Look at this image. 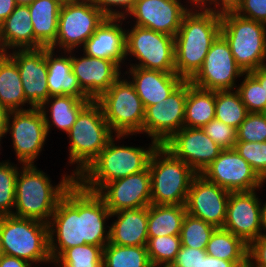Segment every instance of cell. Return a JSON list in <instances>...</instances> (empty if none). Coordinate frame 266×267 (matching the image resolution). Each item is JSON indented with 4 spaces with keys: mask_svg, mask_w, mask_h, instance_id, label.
Masks as SVG:
<instances>
[{
    "mask_svg": "<svg viewBox=\"0 0 266 267\" xmlns=\"http://www.w3.org/2000/svg\"><path fill=\"white\" fill-rule=\"evenodd\" d=\"M209 256L228 261H246L248 245L232 232L217 228L206 246Z\"/></svg>",
    "mask_w": 266,
    "mask_h": 267,
    "instance_id": "obj_34",
    "label": "cell"
},
{
    "mask_svg": "<svg viewBox=\"0 0 266 267\" xmlns=\"http://www.w3.org/2000/svg\"><path fill=\"white\" fill-rule=\"evenodd\" d=\"M189 9L183 16L175 41V71L191 80L201 69L212 43L221 34V12L207 6ZM200 10V12H199Z\"/></svg>",
    "mask_w": 266,
    "mask_h": 267,
    "instance_id": "obj_1",
    "label": "cell"
},
{
    "mask_svg": "<svg viewBox=\"0 0 266 267\" xmlns=\"http://www.w3.org/2000/svg\"><path fill=\"white\" fill-rule=\"evenodd\" d=\"M106 16L91 0L63 2L59 11L58 31L55 42L49 47L57 46L66 51H74L94 34Z\"/></svg>",
    "mask_w": 266,
    "mask_h": 267,
    "instance_id": "obj_10",
    "label": "cell"
},
{
    "mask_svg": "<svg viewBox=\"0 0 266 267\" xmlns=\"http://www.w3.org/2000/svg\"><path fill=\"white\" fill-rule=\"evenodd\" d=\"M245 261H228L206 255L201 259L198 267H236Z\"/></svg>",
    "mask_w": 266,
    "mask_h": 267,
    "instance_id": "obj_49",
    "label": "cell"
},
{
    "mask_svg": "<svg viewBox=\"0 0 266 267\" xmlns=\"http://www.w3.org/2000/svg\"><path fill=\"white\" fill-rule=\"evenodd\" d=\"M103 267H151L146 246H119L108 243L103 248Z\"/></svg>",
    "mask_w": 266,
    "mask_h": 267,
    "instance_id": "obj_35",
    "label": "cell"
},
{
    "mask_svg": "<svg viewBox=\"0 0 266 267\" xmlns=\"http://www.w3.org/2000/svg\"><path fill=\"white\" fill-rule=\"evenodd\" d=\"M187 80H184L168 97L145 108L143 133L159 145L167 142L184 127Z\"/></svg>",
    "mask_w": 266,
    "mask_h": 267,
    "instance_id": "obj_14",
    "label": "cell"
},
{
    "mask_svg": "<svg viewBox=\"0 0 266 267\" xmlns=\"http://www.w3.org/2000/svg\"><path fill=\"white\" fill-rule=\"evenodd\" d=\"M19 168L0 162V216L12 215L15 205L16 180Z\"/></svg>",
    "mask_w": 266,
    "mask_h": 267,
    "instance_id": "obj_40",
    "label": "cell"
},
{
    "mask_svg": "<svg viewBox=\"0 0 266 267\" xmlns=\"http://www.w3.org/2000/svg\"><path fill=\"white\" fill-rule=\"evenodd\" d=\"M109 217L111 212L102 197L81 185V228L86 244L104 248L109 243L110 231L105 228Z\"/></svg>",
    "mask_w": 266,
    "mask_h": 267,
    "instance_id": "obj_24",
    "label": "cell"
},
{
    "mask_svg": "<svg viewBox=\"0 0 266 267\" xmlns=\"http://www.w3.org/2000/svg\"><path fill=\"white\" fill-rule=\"evenodd\" d=\"M241 76L244 72L237 65L228 42L220 34L212 43L201 69L190 82L206 90L234 91L237 88L235 80Z\"/></svg>",
    "mask_w": 266,
    "mask_h": 267,
    "instance_id": "obj_13",
    "label": "cell"
},
{
    "mask_svg": "<svg viewBox=\"0 0 266 267\" xmlns=\"http://www.w3.org/2000/svg\"><path fill=\"white\" fill-rule=\"evenodd\" d=\"M236 267H255L248 259L239 265H236Z\"/></svg>",
    "mask_w": 266,
    "mask_h": 267,
    "instance_id": "obj_57",
    "label": "cell"
},
{
    "mask_svg": "<svg viewBox=\"0 0 266 267\" xmlns=\"http://www.w3.org/2000/svg\"><path fill=\"white\" fill-rule=\"evenodd\" d=\"M248 113L236 89L215 91V119L238 129Z\"/></svg>",
    "mask_w": 266,
    "mask_h": 267,
    "instance_id": "obj_36",
    "label": "cell"
},
{
    "mask_svg": "<svg viewBox=\"0 0 266 267\" xmlns=\"http://www.w3.org/2000/svg\"><path fill=\"white\" fill-rule=\"evenodd\" d=\"M44 46L35 38L31 14L27 5H16L0 25V53L7 50L39 49Z\"/></svg>",
    "mask_w": 266,
    "mask_h": 267,
    "instance_id": "obj_26",
    "label": "cell"
},
{
    "mask_svg": "<svg viewBox=\"0 0 266 267\" xmlns=\"http://www.w3.org/2000/svg\"><path fill=\"white\" fill-rule=\"evenodd\" d=\"M190 6L195 5V8L200 6L205 0H189Z\"/></svg>",
    "mask_w": 266,
    "mask_h": 267,
    "instance_id": "obj_58",
    "label": "cell"
},
{
    "mask_svg": "<svg viewBox=\"0 0 266 267\" xmlns=\"http://www.w3.org/2000/svg\"><path fill=\"white\" fill-rule=\"evenodd\" d=\"M48 224L13 215L0 216L2 253L29 263L53 262L49 251Z\"/></svg>",
    "mask_w": 266,
    "mask_h": 267,
    "instance_id": "obj_6",
    "label": "cell"
},
{
    "mask_svg": "<svg viewBox=\"0 0 266 267\" xmlns=\"http://www.w3.org/2000/svg\"><path fill=\"white\" fill-rule=\"evenodd\" d=\"M265 61H266V49H265V55H264V62L262 63V66H261V68H263L264 70H266V63H265Z\"/></svg>",
    "mask_w": 266,
    "mask_h": 267,
    "instance_id": "obj_60",
    "label": "cell"
},
{
    "mask_svg": "<svg viewBox=\"0 0 266 267\" xmlns=\"http://www.w3.org/2000/svg\"><path fill=\"white\" fill-rule=\"evenodd\" d=\"M9 114L10 111L2 104H0V141L7 134V123Z\"/></svg>",
    "mask_w": 266,
    "mask_h": 267,
    "instance_id": "obj_53",
    "label": "cell"
},
{
    "mask_svg": "<svg viewBox=\"0 0 266 267\" xmlns=\"http://www.w3.org/2000/svg\"><path fill=\"white\" fill-rule=\"evenodd\" d=\"M72 50L66 51L69 56L55 55L54 50L47 47V84L50 96L71 95L89 98L80 88L76 76L72 73ZM55 57H54V56ZM68 56V57H67Z\"/></svg>",
    "mask_w": 266,
    "mask_h": 267,
    "instance_id": "obj_28",
    "label": "cell"
},
{
    "mask_svg": "<svg viewBox=\"0 0 266 267\" xmlns=\"http://www.w3.org/2000/svg\"><path fill=\"white\" fill-rule=\"evenodd\" d=\"M230 192L197 174L192 180L187 200L186 212L217 228H222L226 218Z\"/></svg>",
    "mask_w": 266,
    "mask_h": 267,
    "instance_id": "obj_17",
    "label": "cell"
},
{
    "mask_svg": "<svg viewBox=\"0 0 266 267\" xmlns=\"http://www.w3.org/2000/svg\"><path fill=\"white\" fill-rule=\"evenodd\" d=\"M248 260L255 267H266V237L260 236L248 245Z\"/></svg>",
    "mask_w": 266,
    "mask_h": 267,
    "instance_id": "obj_48",
    "label": "cell"
},
{
    "mask_svg": "<svg viewBox=\"0 0 266 267\" xmlns=\"http://www.w3.org/2000/svg\"><path fill=\"white\" fill-rule=\"evenodd\" d=\"M149 168L107 183L98 194L111 213L123 209L148 207L151 204Z\"/></svg>",
    "mask_w": 266,
    "mask_h": 267,
    "instance_id": "obj_19",
    "label": "cell"
},
{
    "mask_svg": "<svg viewBox=\"0 0 266 267\" xmlns=\"http://www.w3.org/2000/svg\"><path fill=\"white\" fill-rule=\"evenodd\" d=\"M112 134L101 105L96 100H91L80 111L75 123L67 133L70 139L69 162L77 164L72 173L76 178L98 157L101 150L113 137Z\"/></svg>",
    "mask_w": 266,
    "mask_h": 267,
    "instance_id": "obj_4",
    "label": "cell"
},
{
    "mask_svg": "<svg viewBox=\"0 0 266 267\" xmlns=\"http://www.w3.org/2000/svg\"><path fill=\"white\" fill-rule=\"evenodd\" d=\"M103 248L91 244L65 249L52 263L60 267H103Z\"/></svg>",
    "mask_w": 266,
    "mask_h": 267,
    "instance_id": "obj_37",
    "label": "cell"
},
{
    "mask_svg": "<svg viewBox=\"0 0 266 267\" xmlns=\"http://www.w3.org/2000/svg\"><path fill=\"white\" fill-rule=\"evenodd\" d=\"M221 35L228 42L237 65L244 73L264 62L266 24L239 16L233 10L221 11Z\"/></svg>",
    "mask_w": 266,
    "mask_h": 267,
    "instance_id": "obj_7",
    "label": "cell"
},
{
    "mask_svg": "<svg viewBox=\"0 0 266 267\" xmlns=\"http://www.w3.org/2000/svg\"><path fill=\"white\" fill-rule=\"evenodd\" d=\"M186 213L185 204H150L148 206V237L180 235Z\"/></svg>",
    "mask_w": 266,
    "mask_h": 267,
    "instance_id": "obj_33",
    "label": "cell"
},
{
    "mask_svg": "<svg viewBox=\"0 0 266 267\" xmlns=\"http://www.w3.org/2000/svg\"><path fill=\"white\" fill-rule=\"evenodd\" d=\"M62 3L63 2H73V1H80V0H60Z\"/></svg>",
    "mask_w": 266,
    "mask_h": 267,
    "instance_id": "obj_61",
    "label": "cell"
},
{
    "mask_svg": "<svg viewBox=\"0 0 266 267\" xmlns=\"http://www.w3.org/2000/svg\"><path fill=\"white\" fill-rule=\"evenodd\" d=\"M201 175L229 192L259 190L265 182L235 149L222 150Z\"/></svg>",
    "mask_w": 266,
    "mask_h": 267,
    "instance_id": "obj_15",
    "label": "cell"
},
{
    "mask_svg": "<svg viewBox=\"0 0 266 267\" xmlns=\"http://www.w3.org/2000/svg\"><path fill=\"white\" fill-rule=\"evenodd\" d=\"M151 204L182 205L186 203L192 180L197 173L176 158L163 145L152 153L149 162Z\"/></svg>",
    "mask_w": 266,
    "mask_h": 267,
    "instance_id": "obj_5",
    "label": "cell"
},
{
    "mask_svg": "<svg viewBox=\"0 0 266 267\" xmlns=\"http://www.w3.org/2000/svg\"><path fill=\"white\" fill-rule=\"evenodd\" d=\"M181 248L180 235L148 237L146 249L152 266L172 263Z\"/></svg>",
    "mask_w": 266,
    "mask_h": 267,
    "instance_id": "obj_39",
    "label": "cell"
},
{
    "mask_svg": "<svg viewBox=\"0 0 266 267\" xmlns=\"http://www.w3.org/2000/svg\"><path fill=\"white\" fill-rule=\"evenodd\" d=\"M112 137L98 157L76 180L87 190L99 192L107 183L146 170L152 153L159 146L152 140L149 148L116 146Z\"/></svg>",
    "mask_w": 266,
    "mask_h": 267,
    "instance_id": "obj_3",
    "label": "cell"
},
{
    "mask_svg": "<svg viewBox=\"0 0 266 267\" xmlns=\"http://www.w3.org/2000/svg\"><path fill=\"white\" fill-rule=\"evenodd\" d=\"M35 0H15L17 5H30Z\"/></svg>",
    "mask_w": 266,
    "mask_h": 267,
    "instance_id": "obj_56",
    "label": "cell"
},
{
    "mask_svg": "<svg viewBox=\"0 0 266 267\" xmlns=\"http://www.w3.org/2000/svg\"><path fill=\"white\" fill-rule=\"evenodd\" d=\"M215 119V91L194 86L187 80L184 127L202 128Z\"/></svg>",
    "mask_w": 266,
    "mask_h": 267,
    "instance_id": "obj_32",
    "label": "cell"
},
{
    "mask_svg": "<svg viewBox=\"0 0 266 267\" xmlns=\"http://www.w3.org/2000/svg\"><path fill=\"white\" fill-rule=\"evenodd\" d=\"M92 3L102 11L106 17H117V18H127V14L134 7L137 0H91ZM113 7L123 8L125 12L115 11ZM127 12V13H126ZM126 16V17H125Z\"/></svg>",
    "mask_w": 266,
    "mask_h": 267,
    "instance_id": "obj_46",
    "label": "cell"
},
{
    "mask_svg": "<svg viewBox=\"0 0 266 267\" xmlns=\"http://www.w3.org/2000/svg\"><path fill=\"white\" fill-rule=\"evenodd\" d=\"M117 220L109 227V243L119 246H146L148 207L123 209L111 213Z\"/></svg>",
    "mask_w": 266,
    "mask_h": 267,
    "instance_id": "obj_27",
    "label": "cell"
},
{
    "mask_svg": "<svg viewBox=\"0 0 266 267\" xmlns=\"http://www.w3.org/2000/svg\"><path fill=\"white\" fill-rule=\"evenodd\" d=\"M16 180L13 216L49 223L59 201L76 181L71 175L62 176L57 186H52L49 176L34 164L23 165ZM21 173V174H20Z\"/></svg>",
    "mask_w": 266,
    "mask_h": 267,
    "instance_id": "obj_2",
    "label": "cell"
},
{
    "mask_svg": "<svg viewBox=\"0 0 266 267\" xmlns=\"http://www.w3.org/2000/svg\"><path fill=\"white\" fill-rule=\"evenodd\" d=\"M240 0H205L200 6L204 7L209 3L211 6L214 4V8L209 7L217 11L233 10V8L239 3ZM218 7V8H217ZM221 8V9H220Z\"/></svg>",
    "mask_w": 266,
    "mask_h": 267,
    "instance_id": "obj_50",
    "label": "cell"
},
{
    "mask_svg": "<svg viewBox=\"0 0 266 267\" xmlns=\"http://www.w3.org/2000/svg\"><path fill=\"white\" fill-rule=\"evenodd\" d=\"M1 243H0V256L2 255Z\"/></svg>",
    "mask_w": 266,
    "mask_h": 267,
    "instance_id": "obj_62",
    "label": "cell"
},
{
    "mask_svg": "<svg viewBox=\"0 0 266 267\" xmlns=\"http://www.w3.org/2000/svg\"><path fill=\"white\" fill-rule=\"evenodd\" d=\"M234 149L266 181V142L236 141Z\"/></svg>",
    "mask_w": 266,
    "mask_h": 267,
    "instance_id": "obj_42",
    "label": "cell"
},
{
    "mask_svg": "<svg viewBox=\"0 0 266 267\" xmlns=\"http://www.w3.org/2000/svg\"><path fill=\"white\" fill-rule=\"evenodd\" d=\"M255 190L230 192L223 229L232 232L247 245L261 236L262 202Z\"/></svg>",
    "mask_w": 266,
    "mask_h": 267,
    "instance_id": "obj_18",
    "label": "cell"
},
{
    "mask_svg": "<svg viewBox=\"0 0 266 267\" xmlns=\"http://www.w3.org/2000/svg\"><path fill=\"white\" fill-rule=\"evenodd\" d=\"M163 265V267H175L172 263H168V264H157L151 267H161Z\"/></svg>",
    "mask_w": 266,
    "mask_h": 267,
    "instance_id": "obj_59",
    "label": "cell"
},
{
    "mask_svg": "<svg viewBox=\"0 0 266 267\" xmlns=\"http://www.w3.org/2000/svg\"><path fill=\"white\" fill-rule=\"evenodd\" d=\"M90 101V98H80L71 95L50 96L39 107L44 117L47 132L49 133L50 127L55 125L57 128L61 129L67 134L75 123L80 111ZM49 103H51L50 106ZM47 106L50 107L48 110L50 111V118L52 119L51 121L47 115L48 110H45L47 109Z\"/></svg>",
    "mask_w": 266,
    "mask_h": 267,
    "instance_id": "obj_29",
    "label": "cell"
},
{
    "mask_svg": "<svg viewBox=\"0 0 266 267\" xmlns=\"http://www.w3.org/2000/svg\"><path fill=\"white\" fill-rule=\"evenodd\" d=\"M61 5L60 0H35L27 5L34 36L44 47H50L56 40Z\"/></svg>",
    "mask_w": 266,
    "mask_h": 267,
    "instance_id": "obj_30",
    "label": "cell"
},
{
    "mask_svg": "<svg viewBox=\"0 0 266 267\" xmlns=\"http://www.w3.org/2000/svg\"><path fill=\"white\" fill-rule=\"evenodd\" d=\"M261 222L262 229L266 232V203L261 207ZM261 235L266 237V233H261Z\"/></svg>",
    "mask_w": 266,
    "mask_h": 267,
    "instance_id": "obj_55",
    "label": "cell"
},
{
    "mask_svg": "<svg viewBox=\"0 0 266 267\" xmlns=\"http://www.w3.org/2000/svg\"><path fill=\"white\" fill-rule=\"evenodd\" d=\"M0 267H31V263L15 256L2 254L0 256Z\"/></svg>",
    "mask_w": 266,
    "mask_h": 267,
    "instance_id": "obj_51",
    "label": "cell"
},
{
    "mask_svg": "<svg viewBox=\"0 0 266 267\" xmlns=\"http://www.w3.org/2000/svg\"><path fill=\"white\" fill-rule=\"evenodd\" d=\"M237 141L266 142V113L249 112L237 129Z\"/></svg>",
    "mask_w": 266,
    "mask_h": 267,
    "instance_id": "obj_43",
    "label": "cell"
},
{
    "mask_svg": "<svg viewBox=\"0 0 266 267\" xmlns=\"http://www.w3.org/2000/svg\"><path fill=\"white\" fill-rule=\"evenodd\" d=\"M83 55L71 56L72 73L81 90L91 100H97L120 77L121 66L112 60Z\"/></svg>",
    "mask_w": 266,
    "mask_h": 267,
    "instance_id": "obj_22",
    "label": "cell"
},
{
    "mask_svg": "<svg viewBox=\"0 0 266 267\" xmlns=\"http://www.w3.org/2000/svg\"><path fill=\"white\" fill-rule=\"evenodd\" d=\"M125 73L132 76L133 80L130 82L145 108L166 99L184 81L176 72H162L140 67H131L129 72Z\"/></svg>",
    "mask_w": 266,
    "mask_h": 267,
    "instance_id": "obj_25",
    "label": "cell"
},
{
    "mask_svg": "<svg viewBox=\"0 0 266 267\" xmlns=\"http://www.w3.org/2000/svg\"><path fill=\"white\" fill-rule=\"evenodd\" d=\"M125 55L134 56L140 62L130 64V67L176 72L173 36L134 25L131 30L126 31Z\"/></svg>",
    "mask_w": 266,
    "mask_h": 267,
    "instance_id": "obj_11",
    "label": "cell"
},
{
    "mask_svg": "<svg viewBox=\"0 0 266 267\" xmlns=\"http://www.w3.org/2000/svg\"><path fill=\"white\" fill-rule=\"evenodd\" d=\"M233 11L241 17L266 24V0H240Z\"/></svg>",
    "mask_w": 266,
    "mask_h": 267,
    "instance_id": "obj_45",
    "label": "cell"
},
{
    "mask_svg": "<svg viewBox=\"0 0 266 267\" xmlns=\"http://www.w3.org/2000/svg\"><path fill=\"white\" fill-rule=\"evenodd\" d=\"M26 100L16 62L7 54L0 53V104L9 111L23 110Z\"/></svg>",
    "mask_w": 266,
    "mask_h": 267,
    "instance_id": "obj_31",
    "label": "cell"
},
{
    "mask_svg": "<svg viewBox=\"0 0 266 267\" xmlns=\"http://www.w3.org/2000/svg\"><path fill=\"white\" fill-rule=\"evenodd\" d=\"M207 255L206 250L182 246L172 264L175 267H198L202 258Z\"/></svg>",
    "mask_w": 266,
    "mask_h": 267,
    "instance_id": "obj_47",
    "label": "cell"
},
{
    "mask_svg": "<svg viewBox=\"0 0 266 267\" xmlns=\"http://www.w3.org/2000/svg\"><path fill=\"white\" fill-rule=\"evenodd\" d=\"M15 0H0V25L16 7Z\"/></svg>",
    "mask_w": 266,
    "mask_h": 267,
    "instance_id": "obj_52",
    "label": "cell"
},
{
    "mask_svg": "<svg viewBox=\"0 0 266 267\" xmlns=\"http://www.w3.org/2000/svg\"><path fill=\"white\" fill-rule=\"evenodd\" d=\"M48 233L52 261L65 249L86 244L81 228V184L77 180L59 201L48 223Z\"/></svg>",
    "mask_w": 266,
    "mask_h": 267,
    "instance_id": "obj_9",
    "label": "cell"
},
{
    "mask_svg": "<svg viewBox=\"0 0 266 267\" xmlns=\"http://www.w3.org/2000/svg\"><path fill=\"white\" fill-rule=\"evenodd\" d=\"M245 78L236 89L248 112L266 113L265 92L260 83L250 74L244 73Z\"/></svg>",
    "mask_w": 266,
    "mask_h": 267,
    "instance_id": "obj_41",
    "label": "cell"
},
{
    "mask_svg": "<svg viewBox=\"0 0 266 267\" xmlns=\"http://www.w3.org/2000/svg\"><path fill=\"white\" fill-rule=\"evenodd\" d=\"M8 132L11 134L13 148L19 163L34 164L48 135L39 107L10 111L7 123Z\"/></svg>",
    "mask_w": 266,
    "mask_h": 267,
    "instance_id": "obj_12",
    "label": "cell"
},
{
    "mask_svg": "<svg viewBox=\"0 0 266 267\" xmlns=\"http://www.w3.org/2000/svg\"><path fill=\"white\" fill-rule=\"evenodd\" d=\"M202 130L223 150L234 149L237 141V129L217 119H212Z\"/></svg>",
    "mask_w": 266,
    "mask_h": 267,
    "instance_id": "obj_44",
    "label": "cell"
},
{
    "mask_svg": "<svg viewBox=\"0 0 266 267\" xmlns=\"http://www.w3.org/2000/svg\"><path fill=\"white\" fill-rule=\"evenodd\" d=\"M184 6L179 0H137L127 16L135 17L134 25L174 37L189 10Z\"/></svg>",
    "mask_w": 266,
    "mask_h": 267,
    "instance_id": "obj_21",
    "label": "cell"
},
{
    "mask_svg": "<svg viewBox=\"0 0 266 267\" xmlns=\"http://www.w3.org/2000/svg\"><path fill=\"white\" fill-rule=\"evenodd\" d=\"M263 87L264 92H265V99H266V70L263 68L259 67L256 70H253L249 72Z\"/></svg>",
    "mask_w": 266,
    "mask_h": 267,
    "instance_id": "obj_54",
    "label": "cell"
},
{
    "mask_svg": "<svg viewBox=\"0 0 266 267\" xmlns=\"http://www.w3.org/2000/svg\"><path fill=\"white\" fill-rule=\"evenodd\" d=\"M17 64L26 100L40 107L49 97L47 84V47L13 50L7 53Z\"/></svg>",
    "mask_w": 266,
    "mask_h": 267,
    "instance_id": "obj_20",
    "label": "cell"
},
{
    "mask_svg": "<svg viewBox=\"0 0 266 267\" xmlns=\"http://www.w3.org/2000/svg\"><path fill=\"white\" fill-rule=\"evenodd\" d=\"M121 20L125 18L106 17L82 46L83 52L87 56L112 60L120 66L126 59V30L121 27Z\"/></svg>",
    "mask_w": 266,
    "mask_h": 267,
    "instance_id": "obj_23",
    "label": "cell"
},
{
    "mask_svg": "<svg viewBox=\"0 0 266 267\" xmlns=\"http://www.w3.org/2000/svg\"><path fill=\"white\" fill-rule=\"evenodd\" d=\"M216 229V226L186 213L180 232L181 245L206 250L207 243Z\"/></svg>",
    "mask_w": 266,
    "mask_h": 267,
    "instance_id": "obj_38",
    "label": "cell"
},
{
    "mask_svg": "<svg viewBox=\"0 0 266 267\" xmlns=\"http://www.w3.org/2000/svg\"><path fill=\"white\" fill-rule=\"evenodd\" d=\"M96 101L116 139L143 133L145 107L130 80L119 77Z\"/></svg>",
    "mask_w": 266,
    "mask_h": 267,
    "instance_id": "obj_8",
    "label": "cell"
},
{
    "mask_svg": "<svg viewBox=\"0 0 266 267\" xmlns=\"http://www.w3.org/2000/svg\"><path fill=\"white\" fill-rule=\"evenodd\" d=\"M163 146L197 174H201L223 150L202 128L190 127H182Z\"/></svg>",
    "mask_w": 266,
    "mask_h": 267,
    "instance_id": "obj_16",
    "label": "cell"
}]
</instances>
